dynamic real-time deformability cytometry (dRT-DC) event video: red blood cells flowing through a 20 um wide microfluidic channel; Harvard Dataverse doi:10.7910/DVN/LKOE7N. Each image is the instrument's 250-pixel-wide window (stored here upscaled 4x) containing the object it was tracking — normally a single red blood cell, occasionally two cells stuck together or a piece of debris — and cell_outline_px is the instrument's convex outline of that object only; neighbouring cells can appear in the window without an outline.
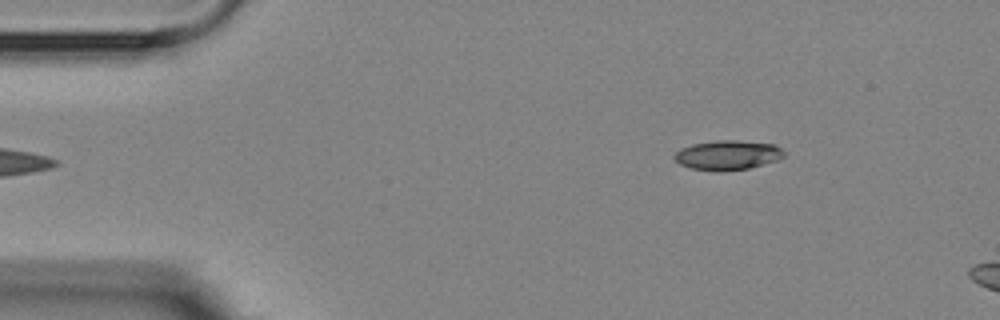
{"species": "Egyptian fruit bat (a non-hibernating species)", "species_latin": "Rousettus aegyptiacus", "temperature_condition": "room temperature", "stored_images_in_passage": 4, "camera_frame_rate_fps": 3000, "um_per_image_px": 0.085, "animal": {"sex": "female"}, "frame": {"image": 1, "passage_image": 4, "time_ms": 4.333, "image_size_px": [1000, 320], "cell_outline_px": [[784, 156], [776, 160], [748, 168], [720, 172], [716, 172], [692, 168], [680, 164], [672, 156], [680, 148], [692, 144], [720, 140], [736, 140], [776, 144], [784, 152]], "centroid_in_image_um": [61.83, 13.18], "position_along_channel_um": 23.2, "area_um2": 18.84}}